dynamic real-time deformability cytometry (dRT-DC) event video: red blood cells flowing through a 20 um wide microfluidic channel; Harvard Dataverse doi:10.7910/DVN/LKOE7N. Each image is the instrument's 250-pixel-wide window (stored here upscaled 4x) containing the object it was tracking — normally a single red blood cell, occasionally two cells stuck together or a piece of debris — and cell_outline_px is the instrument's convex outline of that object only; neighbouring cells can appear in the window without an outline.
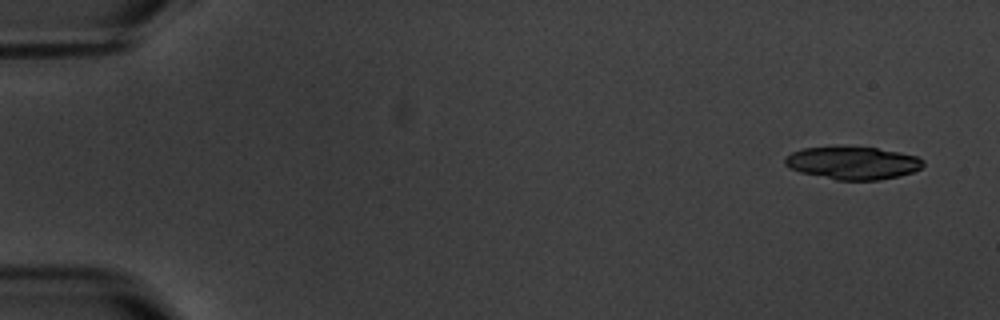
{"species": "common noctule bat (a hibernating species)", "species_latin": "Nyctalus noctula", "temperature_condition": "warm", "stored_images_in_passage": 4, "camera_frame_rate_fps": 3000, "um_per_image_px": 0.085, "animal": {"sex": "male", "body_mass_g": 20.1, "forearm_length_mm": 53.5}, "frame": {"image": 1, "passage_image": 1, "time_ms": 0.0, "image_size_px": [1000, 320], "cell_outline_px": [[924, 164], [920, 168], [912, 172], [900, 176], [880, 180], [836, 180], [800, 172], [788, 168], [784, 164], [784, 160], [792, 152], [804, 148], [876, 148], [900, 152], [916, 156], [924, 160]], "centroid_in_image_um": [72.5, 13.88], "position_along_channel_um": 12.5, "area_um2": 26.01}}